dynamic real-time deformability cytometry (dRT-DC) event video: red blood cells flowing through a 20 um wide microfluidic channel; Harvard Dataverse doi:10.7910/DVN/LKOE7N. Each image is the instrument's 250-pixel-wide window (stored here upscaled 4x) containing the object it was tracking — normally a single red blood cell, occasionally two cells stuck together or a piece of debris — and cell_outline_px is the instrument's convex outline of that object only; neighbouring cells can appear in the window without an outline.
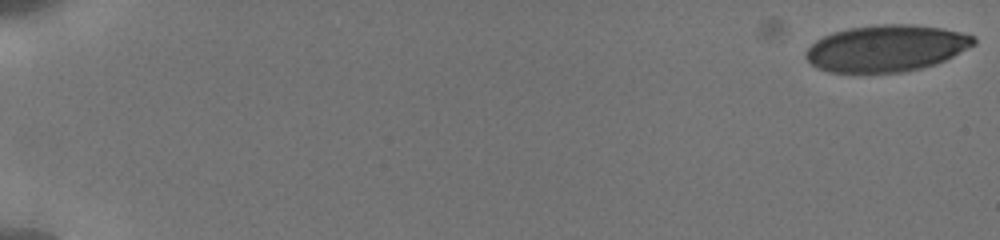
{"species": "human", "species_latin": "Homo sapiens", "temperature_condition": "cold", "stored_images_in_passage": 28, "camera_frame_rate_fps": 3000, "um_per_image_px": 0.085, "donor": {"sex": "male"}, "frame": {"image": 1, "passage_image": 1, "time_ms": 0.0, "image_size_px": [1000, 240], "cell_outline_px": [[976, 44], [936, 64], [920, 68], [900, 72], [828, 72], [816, 68], [804, 56], [804, 52], [816, 40], [832, 32], [848, 28], [880, 24], [916, 24], [944, 28], [976, 36]], "centroid_in_image_um": [75.33, 4.09], "position_along_channel_um": 9.7, "area_um2": 45.72}}